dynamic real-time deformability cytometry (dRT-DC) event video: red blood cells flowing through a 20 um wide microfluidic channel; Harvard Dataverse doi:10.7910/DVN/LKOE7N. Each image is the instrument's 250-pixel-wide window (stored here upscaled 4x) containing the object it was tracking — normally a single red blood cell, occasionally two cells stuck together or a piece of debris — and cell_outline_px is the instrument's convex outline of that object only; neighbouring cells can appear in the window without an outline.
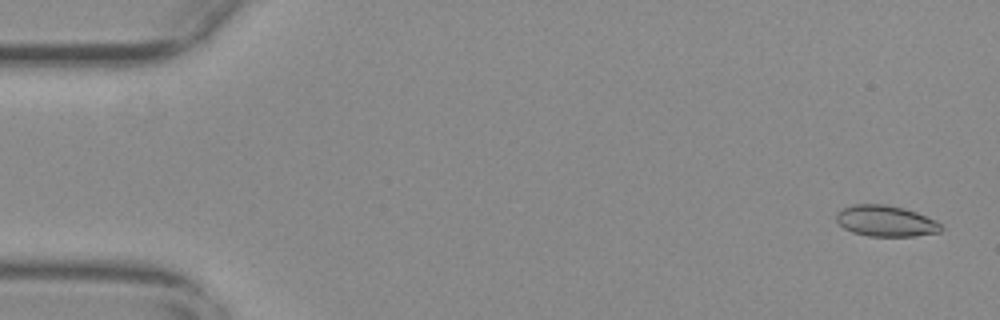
{"species": "common noctule bat (a hibernating species)", "species_latin": "Nyctalus noctula", "temperature_condition": "warm", "stored_images_in_passage": 56, "camera_frame_rate_fps": 3000, "um_per_image_px": 0.085, "animal": {"sex": "female", "body_mass_g": 29.2, "forearm_length_mm": 56.3}, "frame": {"image": 1, "passage_image": 2, "time_ms": 0.333, "image_size_px": [1000, 320], "cell_outline_px": [[944, 228], [940, 232], [912, 236], [868, 236], [852, 232], [844, 228], [836, 220], [836, 216], [844, 208], [856, 204], [884, 204], [904, 208], [916, 212], [936, 220]], "centroid_in_image_um": [75.32, 18.79], "position_along_channel_um": 9.7, "area_um2": 18.79}}
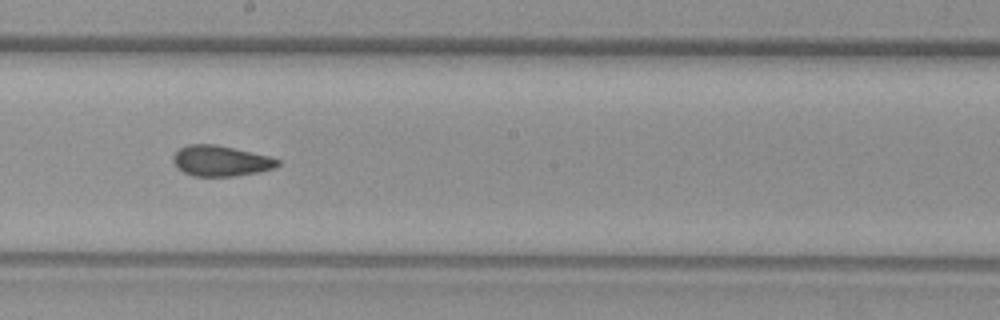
{"frame": {"image": 2, "passage_image": 31, "time_ms": 10.0, "image_size_px": [1000, 320], "cell_outline_px": [[280, 164], [276, 168], [256, 172], [232, 176], [192, 176], [176, 168], [172, 160], [172, 156], [180, 148], [188, 144], [216, 144], [268, 156], [280, 160]], "centroid_in_image_um": [18.73, 13.67], "position_along_channel_um": 229.5, "area_um2": 18.61}}
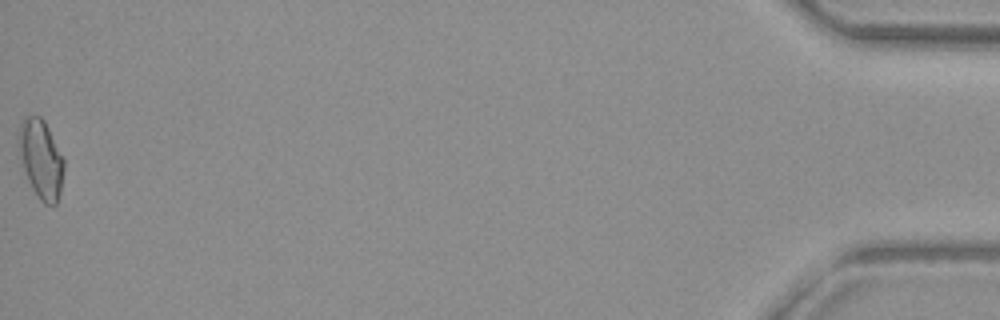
{"frame": {"image": 3, "passage_image": 56, "time_ms": 18.333, "image_size_px": [1000, 320], "cell_outline_px": [[64, 168], [60, 192], [56, 204], [52, 208], [44, 204], [40, 200], [32, 188], [28, 180], [24, 168], [16, 140], [20, 128], [24, 120], [28, 116], [40, 116], [44, 120], [64, 160]], "centroid_in_image_um": [3.49, 13.56], "position_along_channel_um": 431.7, "area_um2": 20.52}, "authors_computed_cell_mechanics": {"area_um2": 18.8428, "velocity_mm_per_s": 3.7054, "shape_relaxation_time_tau1_ms": null, "shape_relaxation_time_tau2_ms": 1.5968, "deformation_change_tau1": null, "deformation_change_tau2": 0.0543}}